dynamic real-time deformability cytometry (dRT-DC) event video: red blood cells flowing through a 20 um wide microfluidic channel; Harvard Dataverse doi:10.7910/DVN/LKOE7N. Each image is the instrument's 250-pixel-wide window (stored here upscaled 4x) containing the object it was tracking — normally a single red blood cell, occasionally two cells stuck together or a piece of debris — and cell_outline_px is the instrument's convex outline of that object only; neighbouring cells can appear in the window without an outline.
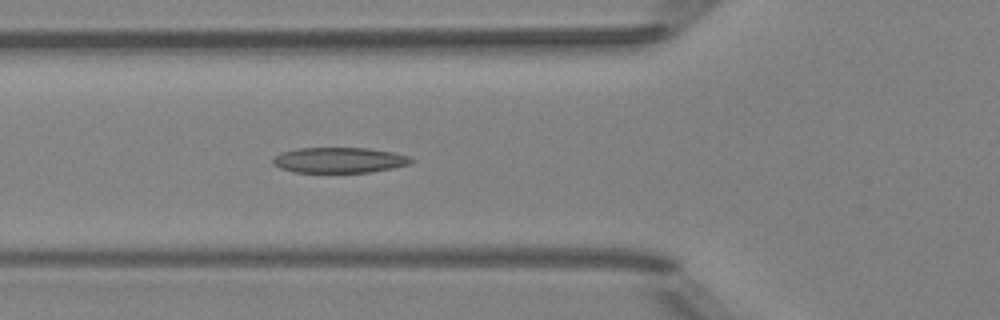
{"species": "Egyptian fruit bat (a non-hibernating species)", "species_latin": "Rousettus aegyptiacus", "temperature_condition": "room temperature", "stored_images_in_passage": 5, "camera_frame_rate_fps": 3000, "um_per_image_px": 0.085, "animal": {"sex": "female"}, "frame": {"image": 1, "passage_image": 5, "time_ms": 4.333, "image_size_px": [1000, 320], "cell_outline_px": [[412, 164], [372, 172], [296, 172], [280, 168], [272, 164], [272, 160], [280, 152], [296, 148], [368, 148], [392, 152], [408, 156], [412, 160]], "centroid_in_image_um": [28.82, 13.61], "position_along_channel_um": 97.0, "area_um2": 20.52}}